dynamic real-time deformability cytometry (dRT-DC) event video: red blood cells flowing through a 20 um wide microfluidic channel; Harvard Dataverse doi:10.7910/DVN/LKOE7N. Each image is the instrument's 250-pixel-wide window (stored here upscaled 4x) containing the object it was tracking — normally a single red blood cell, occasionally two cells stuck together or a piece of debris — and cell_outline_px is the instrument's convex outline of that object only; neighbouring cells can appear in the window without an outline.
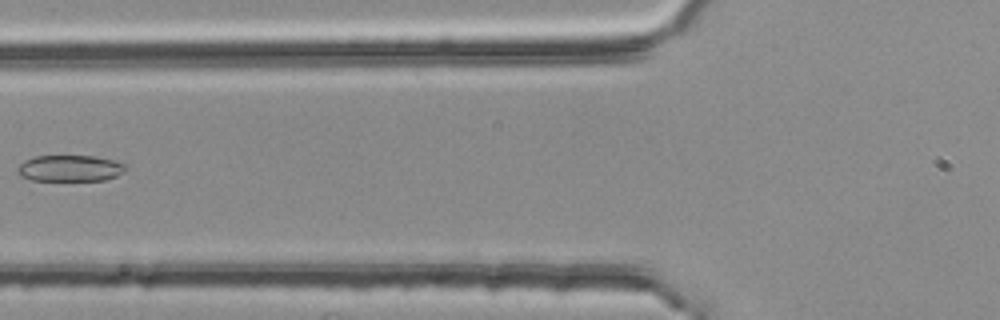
{"species": "common noctule bat (a hibernating species)", "species_latin": "Nyctalus noctula", "temperature_condition": "room temperature", "stored_images_in_passage": 5, "camera_frame_rate_fps": 3000, "um_per_image_px": 0.085, "animal": {"sex": "female", "body_mass_g": 25.1}, "frame": {"image": 1, "passage_image": 5, "time_ms": 1.333, "image_size_px": [1000, 320], "cell_outline_px": [[128, 164], [124, 172], [116, 176], [104, 180], [32, 180], [20, 176], [16, 172], [16, 168], [24, 160], [36, 156], [92, 156], [112, 160]], "centroid_in_image_um": [5.93, 14.3], "position_along_channel_um": 119.9, "area_um2": 16.59}}